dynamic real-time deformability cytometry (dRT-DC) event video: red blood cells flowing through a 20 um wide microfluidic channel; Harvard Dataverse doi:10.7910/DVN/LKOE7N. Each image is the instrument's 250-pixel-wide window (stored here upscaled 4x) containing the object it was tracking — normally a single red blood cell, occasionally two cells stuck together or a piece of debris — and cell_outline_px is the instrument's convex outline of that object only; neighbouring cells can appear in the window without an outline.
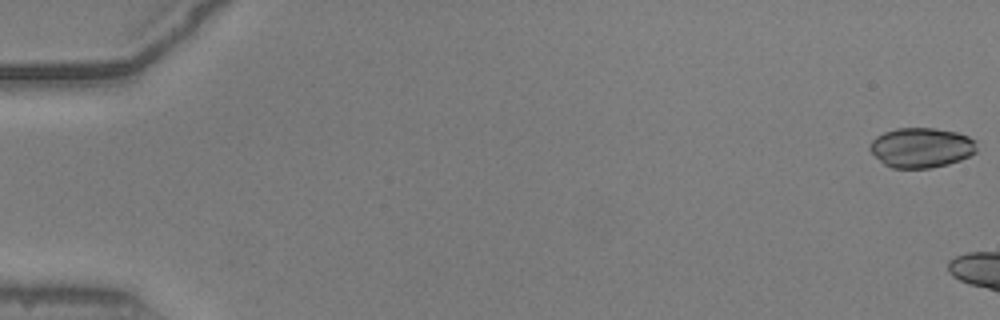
{"species": "common noctule bat (a hibernating species)", "species_latin": "Nyctalus noctula", "temperature_condition": "warm", "stored_images_in_passage": 6, "camera_frame_rate_fps": 3000, "um_per_image_px": 0.085, "animal": {"sex": "male", "body_mass_g": 20.5, "forearm_length_mm": 52.5}, "frame": {"image": 1, "passage_image": 1, "time_ms": 0.0, "image_size_px": [1000, 320], "cell_outline_px": [[976, 152], [960, 160], [948, 164], [932, 168], [892, 168], [884, 164], [868, 148], [872, 140], [876, 136], [884, 132], [896, 128], [936, 128], [956, 132], [968, 136], [976, 140]], "centroid_in_image_um": [78.32, 12.54], "position_along_channel_um": 6.7, "area_um2": 24.91}}